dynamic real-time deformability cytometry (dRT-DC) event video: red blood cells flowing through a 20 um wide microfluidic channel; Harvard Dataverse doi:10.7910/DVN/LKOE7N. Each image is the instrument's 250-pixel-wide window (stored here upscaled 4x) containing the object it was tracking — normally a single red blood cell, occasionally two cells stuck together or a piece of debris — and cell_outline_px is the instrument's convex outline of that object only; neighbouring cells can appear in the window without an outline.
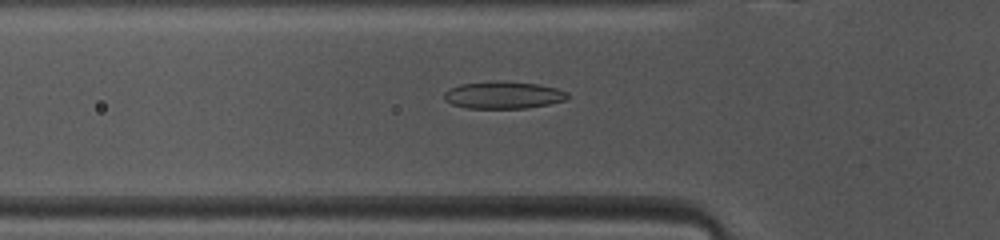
{"species": "common noctule bat (a hibernating species)", "species_latin": "Nyctalus noctula", "temperature_condition": "warm", "stored_images_in_passage": 46, "camera_frame_rate_fps": 3000, "um_per_image_px": 0.085, "animal": {"sex": "female", "body_mass_g": 10.0, "forearm_length_mm": 53.1}, "frame": {"image": 1, "passage_image": 13, "time_ms": 4.0, "image_size_px": [1000, 240], "cell_outline_px": [[568, 100], [548, 104], [524, 108], [468, 108], [452, 104], [444, 100], [444, 92], [448, 88], [460, 84], [492, 80], [504, 80], [540, 84], [556, 88], [568, 92]], "centroid_in_image_um": [42.77, 8.06], "position_along_channel_um": 83.0, "area_um2": 19.94}}
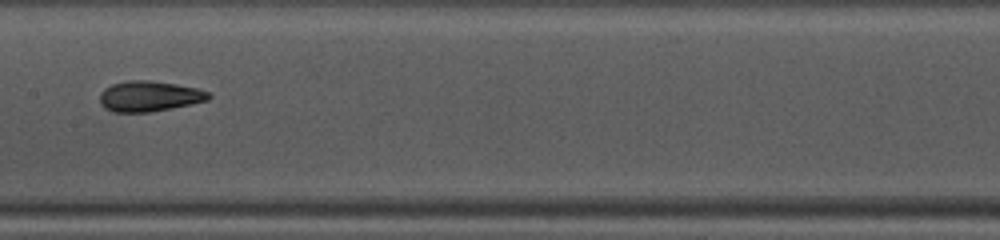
{"frame": {"image": 2, "passage_image": 21, "time_ms": 6.667, "image_size_px": [1000, 240], "cell_outline_px": [[212, 96], [208, 100], [192, 104], [172, 108], [148, 112], [112, 112], [104, 108], [100, 104], [100, 92], [104, 88], [112, 84], [128, 80], [148, 80], [176, 84], [196, 88], [208, 92]], "centroid_in_image_um": [12.66, 8.18], "position_along_channel_um": 194.7, "area_um2": 19.42}}
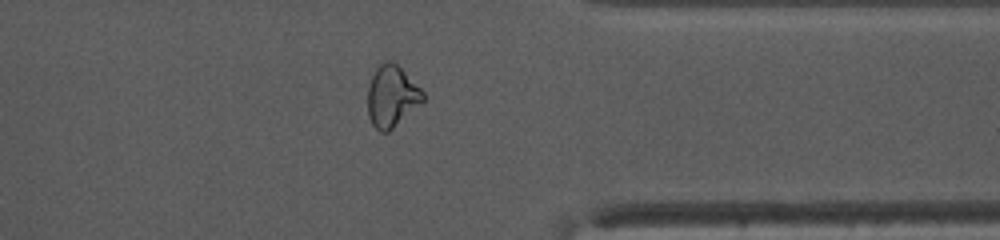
{"frame": {"image": 3, "passage_image": 35, "time_ms": 11.333, "image_size_px": [1000, 240], "cell_outline_px": [[424, 100], [420, 104], [388, 132], [380, 132], [372, 124], [368, 116], [368, 84], [376, 68], [384, 60], [392, 60], [424, 92]], "centroid_in_image_um": [33.27, 8.18], "position_along_channel_um": 378.1, "area_um2": 19.59}, "authors_computed_cell_mechanics": {"area_um2": 19.6231, "velocity_mm_per_s": 4.1381, "shape_relaxation_time_tau1_ms": 8.4352, "shape_relaxation_time_tau2_ms": 2.1962, "deformation_change_tau1": 0.2377, "deformation_change_tau2": 0.0896}}